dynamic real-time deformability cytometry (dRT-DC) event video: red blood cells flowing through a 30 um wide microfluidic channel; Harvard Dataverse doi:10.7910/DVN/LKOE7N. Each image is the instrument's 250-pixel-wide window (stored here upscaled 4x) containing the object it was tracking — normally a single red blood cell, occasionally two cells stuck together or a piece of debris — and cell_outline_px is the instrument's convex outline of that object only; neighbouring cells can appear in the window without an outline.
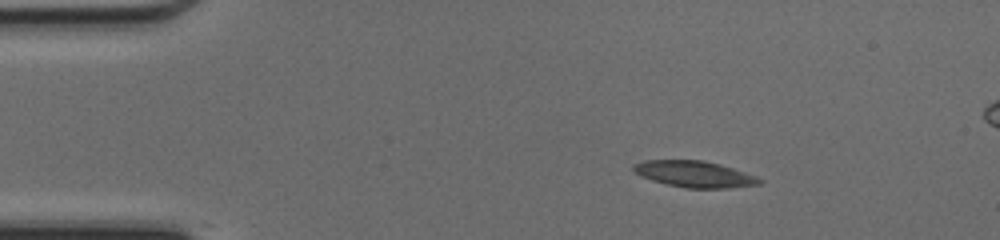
{"species": "common noctule bat (a hibernating species)", "species_latin": "Nyctalus noctula", "temperature_condition": "cold", "stored_images_in_passage": 42, "segment_of_instrument_passage": [1, 2], "camera_frame_rate_fps": 3000, "um_per_image_px": 0.085, "animal": {"sex": "female", "body_mass_g": 17.0, "forearm_length_mm": 48.0}, "frame": {"image": 1, "passage_image": 1, "time_ms": 0.0, "image_size_px": [1000, 240], "cell_outline_px": [[764, 180], [760, 184], [728, 188], [688, 188], [668, 184], [652, 180], [636, 172], [632, 168], [632, 164], [644, 160], [704, 160], [720, 164], [756, 176]], "centroid_in_image_um": [59.05, 14.79], "position_along_channel_um": 25.9, "area_um2": 19.13}}
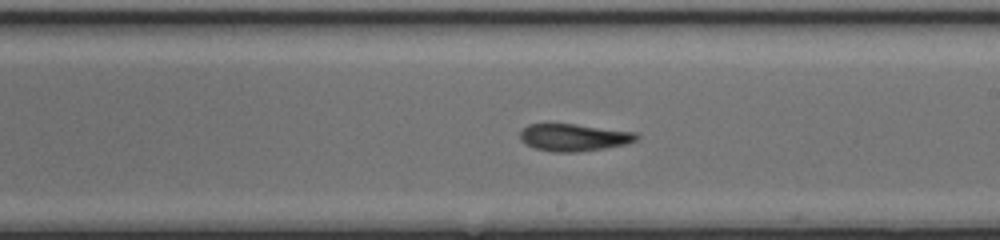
{"frame": {"image": 2, "passage_image": 21, "time_ms": 6.667, "image_size_px": [1000, 240], "cell_outline_px": [[640, 136], [636, 140], [628, 144], [604, 148], [576, 152], [552, 152], [536, 148], [520, 140], [520, 132], [528, 124], [572, 124], [636, 132]], "centroid_in_image_um": [48.8, 11.68], "position_along_channel_um": 240.2, "area_um2": 18.32}}
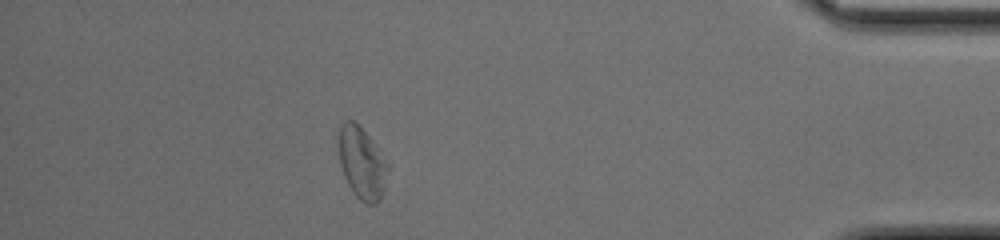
{"frame": {"image": 3, "passage_image": 36, "time_ms": 11.667, "image_size_px": [1000, 240], "cell_outline_px": [[392, 168], [384, 192], [380, 200], [376, 204], [368, 204], [360, 200], [356, 196], [348, 184], [344, 176], [340, 164], [336, 144], [336, 136], [340, 124], [344, 120], [352, 120], [368, 136], [392, 164]], "centroid_in_image_um": [30.79, 13.86], "position_along_channel_um": 404.4, "area_um2": 21.62}}